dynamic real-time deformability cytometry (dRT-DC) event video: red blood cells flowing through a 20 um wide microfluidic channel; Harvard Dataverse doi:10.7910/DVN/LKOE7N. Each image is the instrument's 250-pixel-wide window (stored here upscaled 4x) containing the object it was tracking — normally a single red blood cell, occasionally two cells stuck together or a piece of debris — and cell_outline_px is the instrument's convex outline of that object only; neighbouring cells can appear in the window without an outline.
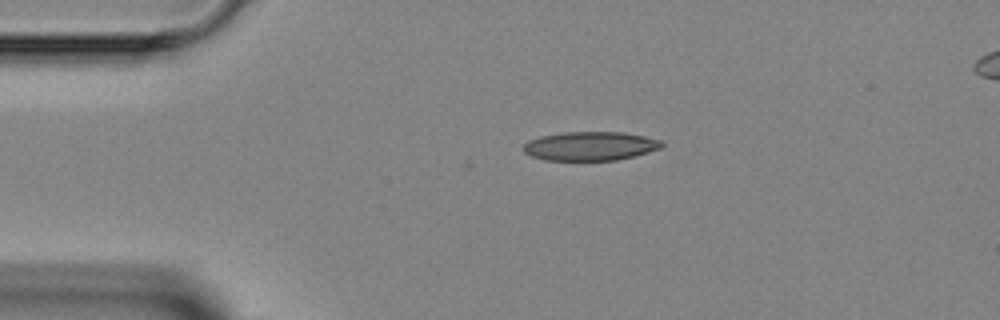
{"species": "Egyptian fruit bat (a non-hibernating species)", "species_latin": "Rousettus aegyptiacus", "temperature_condition": "room temperature", "stored_images_in_passage": 2, "camera_frame_rate_fps": 3000, "um_per_image_px": 0.085, "animal": {"sex": "female"}, "frame": {"image": 1, "passage_image": 2, "time_ms": 1.333, "image_size_px": [1000, 320], "cell_outline_px": [[664, 148], [616, 160], [544, 160], [532, 156], [524, 152], [520, 148], [528, 140], [540, 136], [564, 132], [624, 132], [644, 136], [660, 140], [664, 144]], "centroid_in_image_um": [50.15, 12.41], "position_along_channel_um": 34.8, "area_um2": 23.41}}